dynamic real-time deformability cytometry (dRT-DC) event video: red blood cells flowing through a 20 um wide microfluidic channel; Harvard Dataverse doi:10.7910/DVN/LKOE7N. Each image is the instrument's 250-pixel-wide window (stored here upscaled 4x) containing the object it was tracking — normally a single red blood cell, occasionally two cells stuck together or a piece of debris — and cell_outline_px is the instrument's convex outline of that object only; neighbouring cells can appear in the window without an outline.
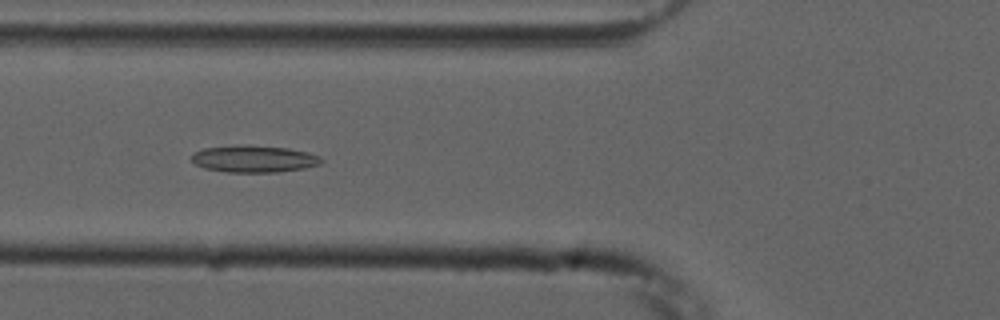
{"species": "common noctule bat (a hibernating species)", "species_latin": "Nyctalus noctula", "temperature_condition": "cold", "stored_images_in_passage": 41, "camera_frame_rate_fps": 3000, "um_per_image_px": 0.085, "animal": {"sex": "male", "forearm_length_mm": 52.5}, "frame": {"image": 1, "passage_image": 11, "time_ms": 3.333, "image_size_px": [1000, 320], "cell_outline_px": [[324, 160], [320, 164], [304, 168], [280, 172], [224, 172], [204, 168], [196, 164], [192, 160], [192, 156], [196, 152], [204, 148], [288, 148], [308, 152], [320, 156]], "centroid_in_image_um": [21.67, 13.57], "position_along_channel_um": 104.1, "area_um2": 19.25}}
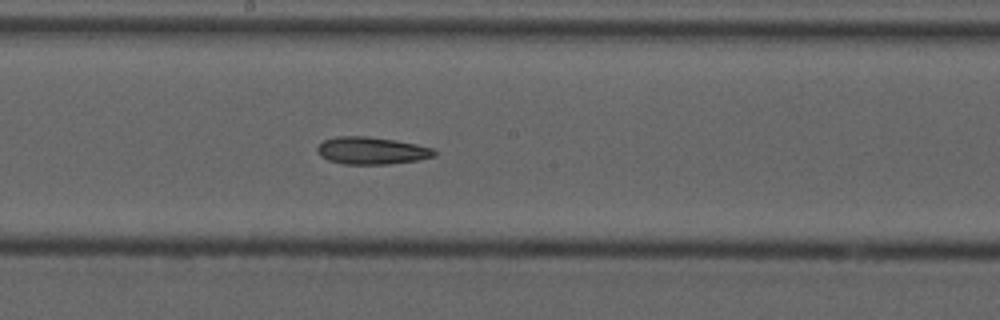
{"frame": {"image": 2, "passage_image": 20, "time_ms": 6.333, "image_size_px": [1000, 320], "cell_outline_px": [[436, 156], [420, 160], [388, 164], [344, 164], [328, 160], [320, 156], [316, 152], [316, 148], [324, 140], [336, 136], [368, 136], [396, 140], [416, 144], [432, 148], [436, 152]], "centroid_in_image_um": [31.58, 12.8], "position_along_channel_um": 216.6, "area_um2": 18.79}}
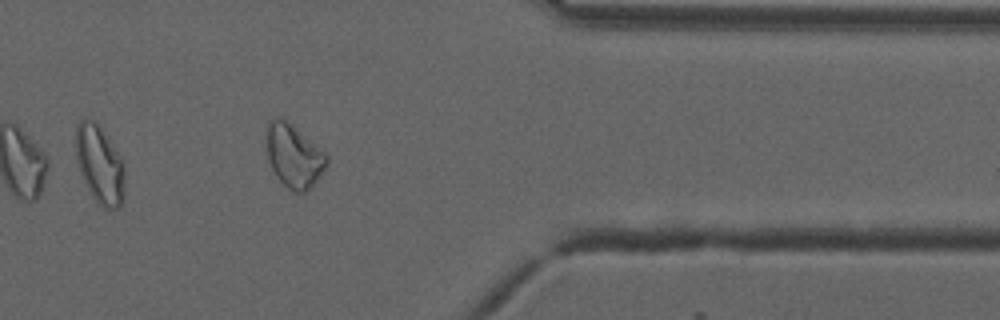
{"frame": {"image": 3, "passage_image": 35, "time_ms": 11.333, "image_size_px": [1000, 320], "cell_outline_px": [[328, 164], [320, 176], [304, 192], [292, 192], [276, 176], [268, 160], [268, 120], [280, 116], [296, 128], [324, 152], [328, 156]], "centroid_in_image_um": [24.99, 13.26], "position_along_channel_um": 386.4, "area_um2": 21.62}, "authors_computed_cell_mechanics": {"area_um2": 19.363, "velocity_mm_per_s": 3.7344, "shape_relaxation_time_tau1_ms": 10.5628, "shape_relaxation_time_tau2_ms": null, "deformation_change_tau1": 0.1736, "deformation_change_tau2": null}}